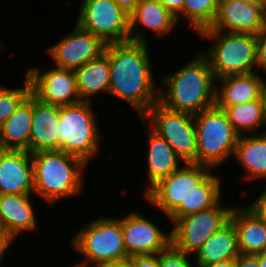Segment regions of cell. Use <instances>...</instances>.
Segmentation results:
<instances>
[{"label": "cell", "instance_id": "9", "mask_svg": "<svg viewBox=\"0 0 266 267\" xmlns=\"http://www.w3.org/2000/svg\"><path fill=\"white\" fill-rule=\"evenodd\" d=\"M148 117L152 118L150 128L166 140L184 164H197L194 115L172 111L157 102L142 116L145 123Z\"/></svg>", "mask_w": 266, "mask_h": 267}, {"label": "cell", "instance_id": "38", "mask_svg": "<svg viewBox=\"0 0 266 267\" xmlns=\"http://www.w3.org/2000/svg\"><path fill=\"white\" fill-rule=\"evenodd\" d=\"M202 267H238L237 257L234 259H229L226 261H221V262H217V263L210 264L207 266H202Z\"/></svg>", "mask_w": 266, "mask_h": 267}, {"label": "cell", "instance_id": "19", "mask_svg": "<svg viewBox=\"0 0 266 267\" xmlns=\"http://www.w3.org/2000/svg\"><path fill=\"white\" fill-rule=\"evenodd\" d=\"M255 72L227 75L218 79L221 91L216 88L217 107H231L259 100L261 98L262 78Z\"/></svg>", "mask_w": 266, "mask_h": 267}, {"label": "cell", "instance_id": "37", "mask_svg": "<svg viewBox=\"0 0 266 267\" xmlns=\"http://www.w3.org/2000/svg\"><path fill=\"white\" fill-rule=\"evenodd\" d=\"M13 240L7 235V233L0 228V260H2V256L5 250L10 246ZM1 262V261H0Z\"/></svg>", "mask_w": 266, "mask_h": 267}, {"label": "cell", "instance_id": "22", "mask_svg": "<svg viewBox=\"0 0 266 267\" xmlns=\"http://www.w3.org/2000/svg\"><path fill=\"white\" fill-rule=\"evenodd\" d=\"M32 115L33 95L30 94L16 111L1 124V147L3 149L30 152Z\"/></svg>", "mask_w": 266, "mask_h": 267}, {"label": "cell", "instance_id": "7", "mask_svg": "<svg viewBox=\"0 0 266 267\" xmlns=\"http://www.w3.org/2000/svg\"><path fill=\"white\" fill-rule=\"evenodd\" d=\"M90 101L60 106L58 150L81 158L86 164L98 151L100 137Z\"/></svg>", "mask_w": 266, "mask_h": 267}, {"label": "cell", "instance_id": "41", "mask_svg": "<svg viewBox=\"0 0 266 267\" xmlns=\"http://www.w3.org/2000/svg\"><path fill=\"white\" fill-rule=\"evenodd\" d=\"M258 264L259 267H266V250L258 253Z\"/></svg>", "mask_w": 266, "mask_h": 267}, {"label": "cell", "instance_id": "8", "mask_svg": "<svg viewBox=\"0 0 266 267\" xmlns=\"http://www.w3.org/2000/svg\"><path fill=\"white\" fill-rule=\"evenodd\" d=\"M71 243L87 259L75 267H86L88 261L100 267L129 258L124 246L121 218L99 217L83 227Z\"/></svg>", "mask_w": 266, "mask_h": 267}, {"label": "cell", "instance_id": "20", "mask_svg": "<svg viewBox=\"0 0 266 267\" xmlns=\"http://www.w3.org/2000/svg\"><path fill=\"white\" fill-rule=\"evenodd\" d=\"M230 221L237 230L240 254L266 250V224L249 207L232 209Z\"/></svg>", "mask_w": 266, "mask_h": 267}, {"label": "cell", "instance_id": "42", "mask_svg": "<svg viewBox=\"0 0 266 267\" xmlns=\"http://www.w3.org/2000/svg\"><path fill=\"white\" fill-rule=\"evenodd\" d=\"M266 5V0H255Z\"/></svg>", "mask_w": 266, "mask_h": 267}, {"label": "cell", "instance_id": "34", "mask_svg": "<svg viewBox=\"0 0 266 267\" xmlns=\"http://www.w3.org/2000/svg\"><path fill=\"white\" fill-rule=\"evenodd\" d=\"M167 10H169L176 19L179 18V13L183 14L184 0H158Z\"/></svg>", "mask_w": 266, "mask_h": 267}, {"label": "cell", "instance_id": "29", "mask_svg": "<svg viewBox=\"0 0 266 267\" xmlns=\"http://www.w3.org/2000/svg\"><path fill=\"white\" fill-rule=\"evenodd\" d=\"M25 87L5 89L0 87V126L19 107V105L31 94V85L25 76Z\"/></svg>", "mask_w": 266, "mask_h": 267}, {"label": "cell", "instance_id": "27", "mask_svg": "<svg viewBox=\"0 0 266 267\" xmlns=\"http://www.w3.org/2000/svg\"><path fill=\"white\" fill-rule=\"evenodd\" d=\"M218 108L226 113L229 122L240 136L246 130L255 132L258 126L266 125V114L261 98L241 105Z\"/></svg>", "mask_w": 266, "mask_h": 267}, {"label": "cell", "instance_id": "33", "mask_svg": "<svg viewBox=\"0 0 266 267\" xmlns=\"http://www.w3.org/2000/svg\"><path fill=\"white\" fill-rule=\"evenodd\" d=\"M249 208L266 224V189Z\"/></svg>", "mask_w": 266, "mask_h": 267}, {"label": "cell", "instance_id": "5", "mask_svg": "<svg viewBox=\"0 0 266 267\" xmlns=\"http://www.w3.org/2000/svg\"><path fill=\"white\" fill-rule=\"evenodd\" d=\"M199 34L214 40L212 48L204 54L216 80L227 75L253 73V67H256L255 34L218 30H201Z\"/></svg>", "mask_w": 266, "mask_h": 267}, {"label": "cell", "instance_id": "26", "mask_svg": "<svg viewBox=\"0 0 266 267\" xmlns=\"http://www.w3.org/2000/svg\"><path fill=\"white\" fill-rule=\"evenodd\" d=\"M241 135L234 156L247 172L248 179L266 178V132L261 135Z\"/></svg>", "mask_w": 266, "mask_h": 267}, {"label": "cell", "instance_id": "11", "mask_svg": "<svg viewBox=\"0 0 266 267\" xmlns=\"http://www.w3.org/2000/svg\"><path fill=\"white\" fill-rule=\"evenodd\" d=\"M232 209L217 203L179 218L171 230L172 245L187 254L196 252L212 234L230 221Z\"/></svg>", "mask_w": 266, "mask_h": 267}, {"label": "cell", "instance_id": "32", "mask_svg": "<svg viewBox=\"0 0 266 267\" xmlns=\"http://www.w3.org/2000/svg\"><path fill=\"white\" fill-rule=\"evenodd\" d=\"M130 259L135 267H160V253L155 255L133 256Z\"/></svg>", "mask_w": 266, "mask_h": 267}, {"label": "cell", "instance_id": "1", "mask_svg": "<svg viewBox=\"0 0 266 267\" xmlns=\"http://www.w3.org/2000/svg\"><path fill=\"white\" fill-rule=\"evenodd\" d=\"M212 167L185 163L161 179L144 196L176 222L186 215L208 209L219 202L220 180L211 174Z\"/></svg>", "mask_w": 266, "mask_h": 267}, {"label": "cell", "instance_id": "18", "mask_svg": "<svg viewBox=\"0 0 266 267\" xmlns=\"http://www.w3.org/2000/svg\"><path fill=\"white\" fill-rule=\"evenodd\" d=\"M30 194L0 195V228L14 240L22 230H35V220Z\"/></svg>", "mask_w": 266, "mask_h": 267}, {"label": "cell", "instance_id": "39", "mask_svg": "<svg viewBox=\"0 0 266 267\" xmlns=\"http://www.w3.org/2000/svg\"><path fill=\"white\" fill-rule=\"evenodd\" d=\"M100 267H135L132 260L130 258L122 261H116L113 263H108L105 265H102Z\"/></svg>", "mask_w": 266, "mask_h": 267}, {"label": "cell", "instance_id": "17", "mask_svg": "<svg viewBox=\"0 0 266 267\" xmlns=\"http://www.w3.org/2000/svg\"><path fill=\"white\" fill-rule=\"evenodd\" d=\"M60 106L45 104L33 96L30 153L58 150Z\"/></svg>", "mask_w": 266, "mask_h": 267}, {"label": "cell", "instance_id": "25", "mask_svg": "<svg viewBox=\"0 0 266 267\" xmlns=\"http://www.w3.org/2000/svg\"><path fill=\"white\" fill-rule=\"evenodd\" d=\"M74 72L81 101H90L88 100L89 96L99 92L109 93L110 63L109 56L105 52L97 59L77 68Z\"/></svg>", "mask_w": 266, "mask_h": 267}, {"label": "cell", "instance_id": "24", "mask_svg": "<svg viewBox=\"0 0 266 267\" xmlns=\"http://www.w3.org/2000/svg\"><path fill=\"white\" fill-rule=\"evenodd\" d=\"M149 138L148 180L149 186L145 194L161 179L169 176L172 172L179 169L178 162L180 157L174 152L166 140L154 132L150 127L147 130Z\"/></svg>", "mask_w": 266, "mask_h": 267}, {"label": "cell", "instance_id": "35", "mask_svg": "<svg viewBox=\"0 0 266 267\" xmlns=\"http://www.w3.org/2000/svg\"><path fill=\"white\" fill-rule=\"evenodd\" d=\"M238 267H259L258 254H240L237 257Z\"/></svg>", "mask_w": 266, "mask_h": 267}, {"label": "cell", "instance_id": "4", "mask_svg": "<svg viewBox=\"0 0 266 267\" xmlns=\"http://www.w3.org/2000/svg\"><path fill=\"white\" fill-rule=\"evenodd\" d=\"M34 193L52 204L60 198L80 195L86 163L63 151L32 153Z\"/></svg>", "mask_w": 266, "mask_h": 267}, {"label": "cell", "instance_id": "12", "mask_svg": "<svg viewBox=\"0 0 266 267\" xmlns=\"http://www.w3.org/2000/svg\"><path fill=\"white\" fill-rule=\"evenodd\" d=\"M26 76L31 94L45 104L66 106L81 101L74 70L54 67L42 73L33 67L27 70Z\"/></svg>", "mask_w": 266, "mask_h": 267}, {"label": "cell", "instance_id": "31", "mask_svg": "<svg viewBox=\"0 0 266 267\" xmlns=\"http://www.w3.org/2000/svg\"><path fill=\"white\" fill-rule=\"evenodd\" d=\"M262 68L266 71V27L256 35V68L255 72Z\"/></svg>", "mask_w": 266, "mask_h": 267}, {"label": "cell", "instance_id": "13", "mask_svg": "<svg viewBox=\"0 0 266 267\" xmlns=\"http://www.w3.org/2000/svg\"><path fill=\"white\" fill-rule=\"evenodd\" d=\"M266 27V5L255 0H220L214 22L203 30L258 35Z\"/></svg>", "mask_w": 266, "mask_h": 267}, {"label": "cell", "instance_id": "6", "mask_svg": "<svg viewBox=\"0 0 266 267\" xmlns=\"http://www.w3.org/2000/svg\"><path fill=\"white\" fill-rule=\"evenodd\" d=\"M197 138V164L217 167L235 151L239 134L226 113L216 105L194 115Z\"/></svg>", "mask_w": 266, "mask_h": 267}, {"label": "cell", "instance_id": "36", "mask_svg": "<svg viewBox=\"0 0 266 267\" xmlns=\"http://www.w3.org/2000/svg\"><path fill=\"white\" fill-rule=\"evenodd\" d=\"M127 14H131L140 3L139 0H114Z\"/></svg>", "mask_w": 266, "mask_h": 267}, {"label": "cell", "instance_id": "30", "mask_svg": "<svg viewBox=\"0 0 266 267\" xmlns=\"http://www.w3.org/2000/svg\"><path fill=\"white\" fill-rule=\"evenodd\" d=\"M188 255L171 244L166 250L160 252V267H192Z\"/></svg>", "mask_w": 266, "mask_h": 267}, {"label": "cell", "instance_id": "43", "mask_svg": "<svg viewBox=\"0 0 266 267\" xmlns=\"http://www.w3.org/2000/svg\"><path fill=\"white\" fill-rule=\"evenodd\" d=\"M145 1H155V0H139L140 3Z\"/></svg>", "mask_w": 266, "mask_h": 267}, {"label": "cell", "instance_id": "28", "mask_svg": "<svg viewBox=\"0 0 266 267\" xmlns=\"http://www.w3.org/2000/svg\"><path fill=\"white\" fill-rule=\"evenodd\" d=\"M220 0H184L183 14L199 33L214 22Z\"/></svg>", "mask_w": 266, "mask_h": 267}, {"label": "cell", "instance_id": "16", "mask_svg": "<svg viewBox=\"0 0 266 267\" xmlns=\"http://www.w3.org/2000/svg\"><path fill=\"white\" fill-rule=\"evenodd\" d=\"M34 192L32 154L0 147V195Z\"/></svg>", "mask_w": 266, "mask_h": 267}, {"label": "cell", "instance_id": "2", "mask_svg": "<svg viewBox=\"0 0 266 267\" xmlns=\"http://www.w3.org/2000/svg\"><path fill=\"white\" fill-rule=\"evenodd\" d=\"M147 44L121 42L107 44L109 56V94L130 104L142 116L157 102L159 93L154 85Z\"/></svg>", "mask_w": 266, "mask_h": 267}, {"label": "cell", "instance_id": "3", "mask_svg": "<svg viewBox=\"0 0 266 267\" xmlns=\"http://www.w3.org/2000/svg\"><path fill=\"white\" fill-rule=\"evenodd\" d=\"M168 89L159 91V103L176 111L196 115L215 106L216 81L210 62L201 53L180 70L162 77Z\"/></svg>", "mask_w": 266, "mask_h": 267}, {"label": "cell", "instance_id": "40", "mask_svg": "<svg viewBox=\"0 0 266 267\" xmlns=\"http://www.w3.org/2000/svg\"><path fill=\"white\" fill-rule=\"evenodd\" d=\"M261 99L263 101L264 111L266 114V81L262 80Z\"/></svg>", "mask_w": 266, "mask_h": 267}, {"label": "cell", "instance_id": "23", "mask_svg": "<svg viewBox=\"0 0 266 267\" xmlns=\"http://www.w3.org/2000/svg\"><path fill=\"white\" fill-rule=\"evenodd\" d=\"M194 254L198 267L238 257V234L233 223L229 221L218 232L212 234Z\"/></svg>", "mask_w": 266, "mask_h": 267}, {"label": "cell", "instance_id": "44", "mask_svg": "<svg viewBox=\"0 0 266 267\" xmlns=\"http://www.w3.org/2000/svg\"><path fill=\"white\" fill-rule=\"evenodd\" d=\"M0 147H1V126H0Z\"/></svg>", "mask_w": 266, "mask_h": 267}, {"label": "cell", "instance_id": "10", "mask_svg": "<svg viewBox=\"0 0 266 267\" xmlns=\"http://www.w3.org/2000/svg\"><path fill=\"white\" fill-rule=\"evenodd\" d=\"M76 24L106 45L130 41L129 14L114 0H82Z\"/></svg>", "mask_w": 266, "mask_h": 267}, {"label": "cell", "instance_id": "14", "mask_svg": "<svg viewBox=\"0 0 266 267\" xmlns=\"http://www.w3.org/2000/svg\"><path fill=\"white\" fill-rule=\"evenodd\" d=\"M74 27L69 36L48 49L58 68L76 70L105 52L101 39L77 24Z\"/></svg>", "mask_w": 266, "mask_h": 267}, {"label": "cell", "instance_id": "21", "mask_svg": "<svg viewBox=\"0 0 266 267\" xmlns=\"http://www.w3.org/2000/svg\"><path fill=\"white\" fill-rule=\"evenodd\" d=\"M130 41L147 43L144 36L136 32L139 23L158 35L169 33L177 23L176 16L167 10L158 0L145 1L137 5L129 15Z\"/></svg>", "mask_w": 266, "mask_h": 267}, {"label": "cell", "instance_id": "15", "mask_svg": "<svg viewBox=\"0 0 266 267\" xmlns=\"http://www.w3.org/2000/svg\"><path fill=\"white\" fill-rule=\"evenodd\" d=\"M121 229L129 258L159 254L172 244L171 230L164 234L152 221L135 212L121 219Z\"/></svg>", "mask_w": 266, "mask_h": 267}]
</instances>
